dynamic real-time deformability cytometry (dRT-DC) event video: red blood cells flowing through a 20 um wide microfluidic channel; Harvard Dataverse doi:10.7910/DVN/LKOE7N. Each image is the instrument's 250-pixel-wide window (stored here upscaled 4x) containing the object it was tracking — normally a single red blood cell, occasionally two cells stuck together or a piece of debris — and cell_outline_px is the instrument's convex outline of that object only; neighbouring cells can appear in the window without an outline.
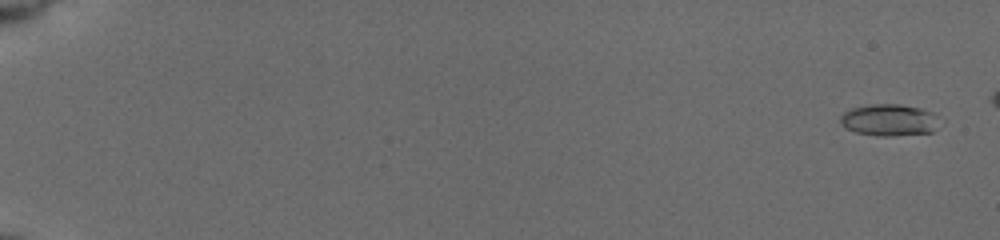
{"species": "common noctule bat (a hibernating species)", "species_latin": "Nyctalus noctula", "temperature_condition": "cold", "stored_images_in_passage": 18, "camera_frame_rate_fps": 3000, "um_per_image_px": 0.085, "animal": {"sex": "female", "body_mass_g": 19.5, "forearm_length_mm": 54.1}, "frame": {"image": 1, "passage_image": 3, "time_ms": 0.667, "image_size_px": [1000, 240], "cell_outline_px": [[932, 132], [892, 136], [876, 136], [856, 132], [840, 124], [840, 116], [844, 112], [852, 108], [872, 104], [900, 104], [920, 108], [932, 112]], "centroid_in_image_um": [75.45, 10.2], "position_along_channel_um": 9.6, "area_um2": 17.74}}